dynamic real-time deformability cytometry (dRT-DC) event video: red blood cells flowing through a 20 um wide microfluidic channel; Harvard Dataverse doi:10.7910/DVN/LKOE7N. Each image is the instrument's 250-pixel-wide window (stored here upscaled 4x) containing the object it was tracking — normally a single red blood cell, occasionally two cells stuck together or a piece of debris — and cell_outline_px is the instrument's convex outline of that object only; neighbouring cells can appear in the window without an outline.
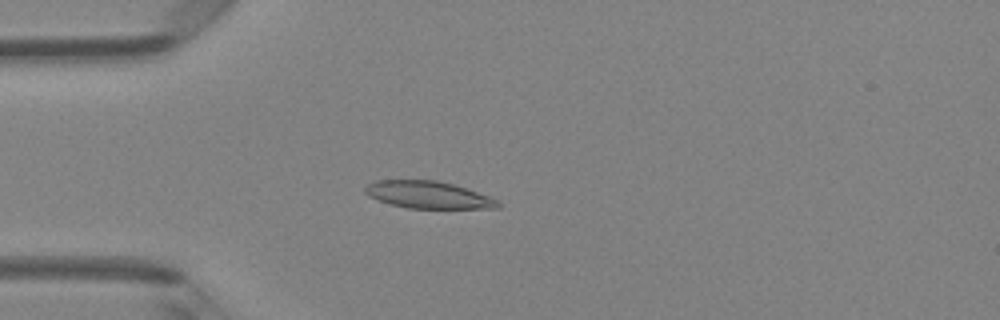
{"species": "Egyptian fruit bat (a non-hibernating species)", "species_latin": "Rousettus aegyptiacus", "temperature_condition": "room temperature", "stored_images_in_passage": 46, "camera_frame_rate_fps": 3000, "um_per_image_px": 0.085, "animal": {"sex": "female"}, "frame": {"image": 1, "passage_image": 12, "time_ms": 3.667, "image_size_px": [1000, 320], "cell_outline_px": [[500, 208], [408, 208], [392, 204], [368, 196], [364, 192], [364, 188], [368, 184], [376, 180], [436, 180], [452, 184], [500, 200]], "centroid_in_image_um": [36.39, 16.56], "position_along_channel_um": 48.6, "area_um2": 20.81}}
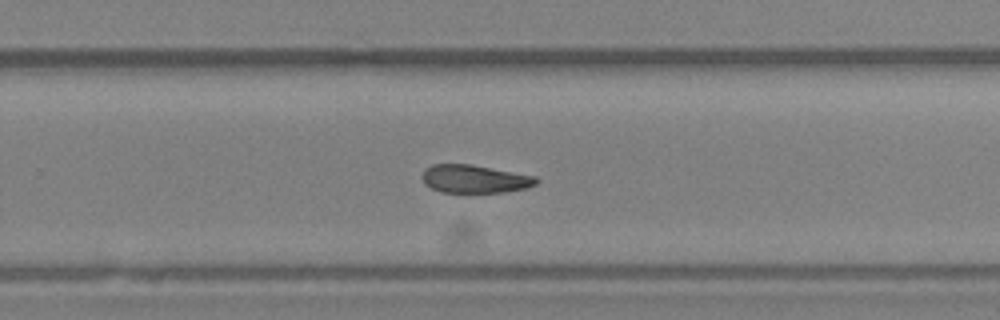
{"frame": {"image": 2, "passage_image": 30, "time_ms": 9.667, "image_size_px": [1000, 320], "cell_outline_px": [[540, 180], [536, 184], [528, 188], [504, 192], [440, 192], [424, 184], [420, 176], [424, 168], [432, 164], [472, 164], [536, 176]], "centroid_in_image_um": [40.33, 15.2], "position_along_channel_um": 289.5, "area_um2": 18.96}}
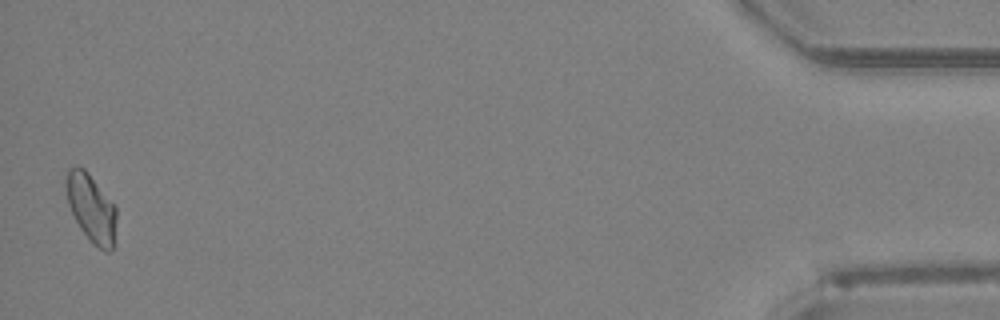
{"frame": {"image": 3, "passage_image": 46, "time_ms": 15.0, "image_size_px": [1000, 320], "cell_outline_px": [[116, 244], [108, 252], [104, 252], [80, 228], [68, 204], [64, 184], [64, 180], [68, 168], [76, 164], [84, 168], [88, 172], [116, 204]], "centroid_in_image_um": [7.77, 17.62], "position_along_channel_um": 427.4, "area_um2": 20.4}}